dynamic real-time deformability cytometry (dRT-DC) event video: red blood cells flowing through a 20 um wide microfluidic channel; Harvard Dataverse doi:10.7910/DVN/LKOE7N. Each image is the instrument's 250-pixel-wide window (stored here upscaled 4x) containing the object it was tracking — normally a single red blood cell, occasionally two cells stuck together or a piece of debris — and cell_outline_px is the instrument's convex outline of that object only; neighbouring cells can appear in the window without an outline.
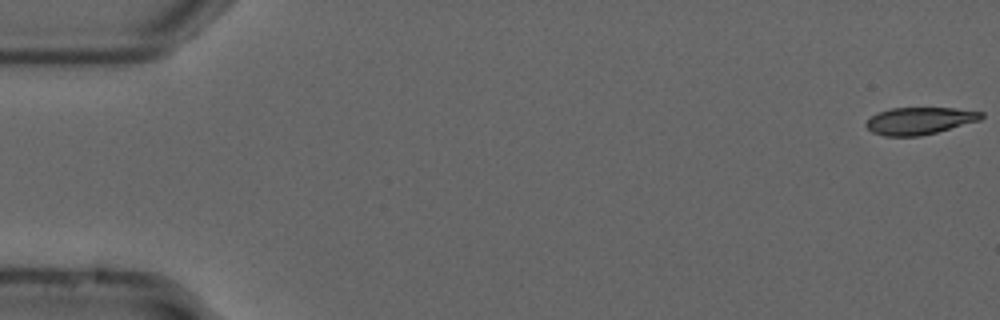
{"species": "common noctule bat (a hibernating species)", "species_latin": "Nyctalus noctula", "temperature_condition": "cold", "stored_images_in_passage": 16, "camera_frame_rate_fps": 3000, "um_per_image_px": 0.085, "animal": {"sex": "male", "forearm_length_mm": 52.5}, "frame": {"image": 1, "passage_image": 1, "time_ms": 0.0, "image_size_px": [1000, 320], "cell_outline_px": [[984, 116], [980, 120], [936, 132], [920, 136], [884, 136], [872, 132], [864, 124], [872, 116], [880, 112], [892, 108], [956, 108], [984, 112]], "centroid_in_image_um": [78.18, 10.26], "position_along_channel_um": 6.8, "area_um2": 18.09}}
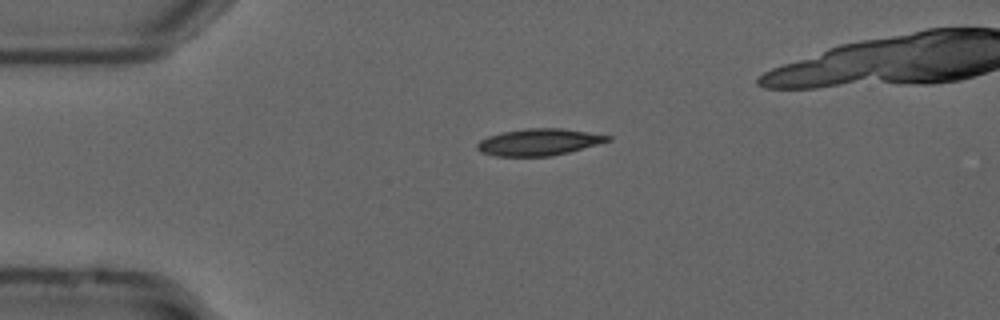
{"frame": {"image": 2, "passage_image": 13, "time_ms": 4.0, "image_size_px": [1000, 320], "cell_outline_px": [[612, 140], [568, 152], [552, 156], [496, 156], [480, 152], [476, 148], [476, 144], [480, 140], [488, 136], [504, 132], [528, 128], [560, 128], [588, 132], [612, 136]], "centroid_in_image_um": [45.79, 12.08], "position_along_channel_um": 39.2, "area_um2": 20.23}}